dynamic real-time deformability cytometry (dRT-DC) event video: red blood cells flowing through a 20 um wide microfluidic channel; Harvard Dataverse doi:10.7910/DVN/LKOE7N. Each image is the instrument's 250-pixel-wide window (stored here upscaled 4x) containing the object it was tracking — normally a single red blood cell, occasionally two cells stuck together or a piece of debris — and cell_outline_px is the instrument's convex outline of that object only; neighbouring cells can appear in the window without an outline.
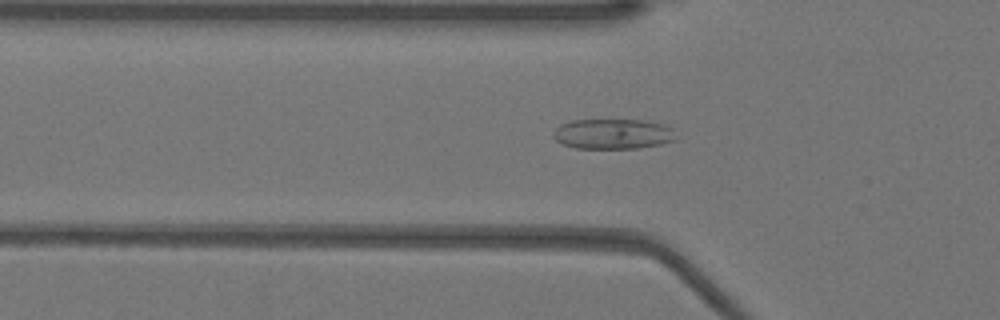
{"species": "Egyptian fruit bat (a non-hibernating species)", "species_latin": "Rousettus aegyptiacus", "temperature_condition": "warm", "stored_images_in_passage": 23, "camera_frame_rate_fps": 3000, "um_per_image_px": 0.085, "animal": {"sex": "female"}, "frame": {"image": 1, "passage_image": 16, "time_ms": 5.0, "image_size_px": [1000, 320], "cell_outline_px": [[676, 140], [660, 144], [640, 148], [576, 148], [564, 144], [556, 140], [552, 136], [552, 132], [560, 124], [572, 120], [648, 120], [664, 124], [672, 128]], "centroid_in_image_um": [52.1, 11.38], "position_along_channel_um": 73.7, "area_um2": 21.68}}
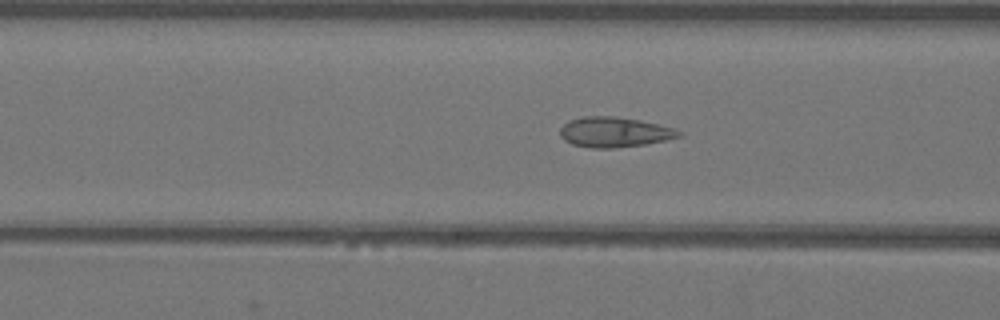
{"frame": {"image": 2, "passage_image": 19, "time_ms": 6.0, "image_size_px": [1000, 320], "cell_outline_px": [[684, 136], [648, 144], [612, 148], [592, 148], [572, 144], [564, 140], [560, 136], [560, 128], [568, 120], [584, 116], [616, 116], [640, 120], [660, 124], [676, 128], [684, 132]], "centroid_in_image_um": [52.28, 11.22], "position_along_channel_um": 114.3, "area_um2": 21.27}}
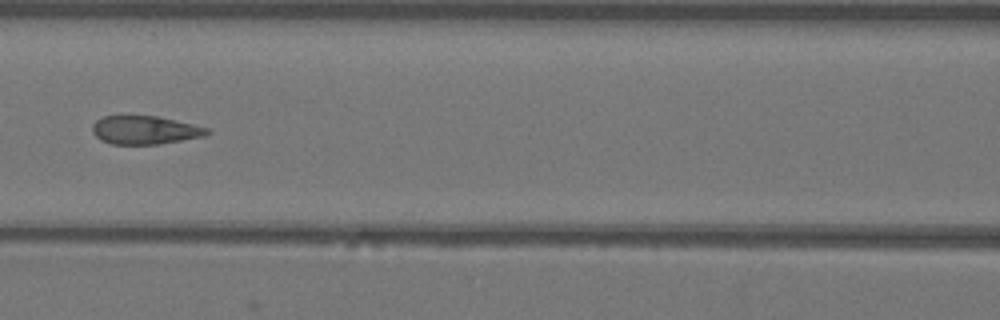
{"frame": {"image": 3, "passage_image": 22, "time_ms": 7.0, "image_size_px": [1000, 320], "cell_outline_px": [[212, 132], [204, 136], [160, 144], [112, 144], [100, 140], [92, 132], [92, 124], [96, 120], [104, 116], [156, 116], [192, 124], [208, 128]], "centroid_in_image_um": [12.3, 11.06], "position_along_channel_um": 154.3, "area_um2": 18.9}}